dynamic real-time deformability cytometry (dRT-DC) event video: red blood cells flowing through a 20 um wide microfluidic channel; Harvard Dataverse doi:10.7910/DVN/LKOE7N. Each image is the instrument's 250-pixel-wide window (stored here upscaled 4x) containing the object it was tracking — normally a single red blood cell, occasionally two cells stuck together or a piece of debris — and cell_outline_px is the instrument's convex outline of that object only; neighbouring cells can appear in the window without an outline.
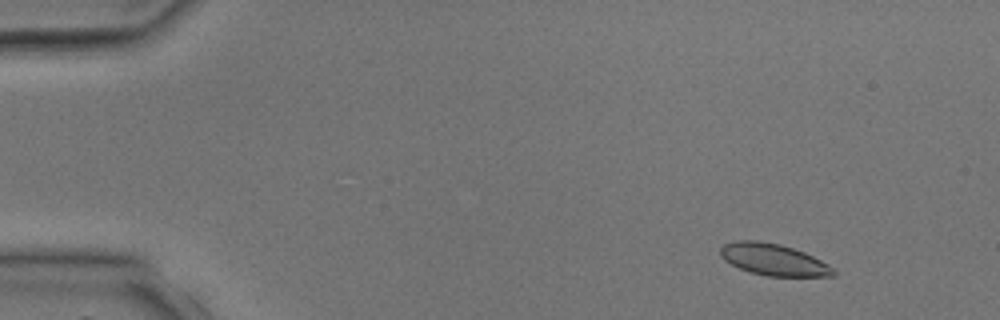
{"species": "common noctule bat (a hibernating species)", "species_latin": "Nyctalus noctula", "temperature_condition": "room temperature", "stored_images_in_passage": 5, "camera_frame_rate_fps": 3000, "um_per_image_px": 0.085, "animal": {"sex": "male", "body_mass_g": 17.9, "forearm_length_mm": 54.2}, "frame": {"image": 1, "passage_image": 2, "time_ms": 1.0, "image_size_px": [1000, 320], "cell_outline_px": [[836, 276], [764, 276], [748, 272], [724, 260], [720, 256], [720, 248], [724, 244], [736, 240], [756, 240], [780, 244], [804, 252], [836, 268]], "centroid_in_image_um": [65.75, 22.07], "position_along_channel_um": 19.3, "area_um2": 20.98}}
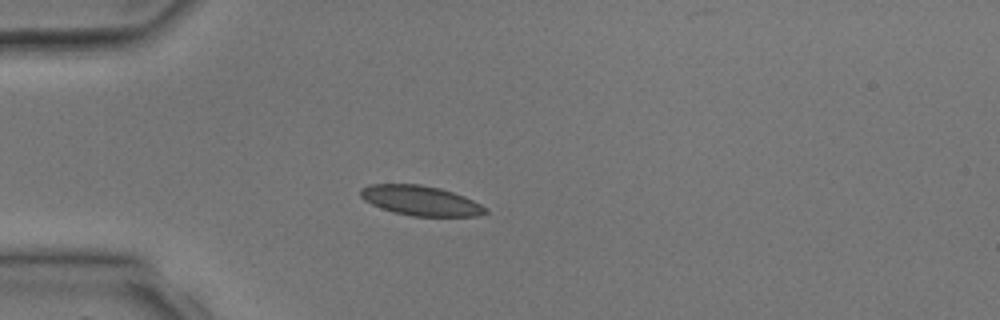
{"frame": {"image": 2, "passage_image": 4, "time_ms": 3.333, "image_size_px": [1000, 320], "cell_outline_px": [[488, 212], [476, 216], [412, 216], [392, 212], [380, 208], [364, 200], [360, 196], [360, 188], [368, 184], [420, 184], [440, 188], [464, 196], [488, 208]], "centroid_in_image_um": [35.72, 17.05], "position_along_channel_um": 49.3, "area_um2": 21.79}}